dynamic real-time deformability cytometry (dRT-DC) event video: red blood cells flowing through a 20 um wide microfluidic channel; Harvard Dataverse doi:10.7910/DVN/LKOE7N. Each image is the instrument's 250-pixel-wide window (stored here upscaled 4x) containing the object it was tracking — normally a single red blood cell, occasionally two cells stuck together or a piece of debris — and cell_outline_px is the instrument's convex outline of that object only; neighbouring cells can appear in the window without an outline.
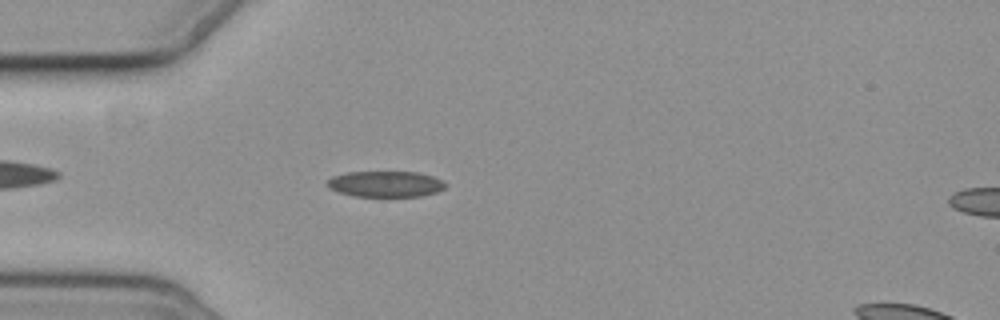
{"species": "common noctule bat (a hibernating species)", "species_latin": "Nyctalus noctula", "temperature_condition": "cold", "stored_images_in_passage": 5, "camera_frame_rate_fps": 3000, "um_per_image_px": 0.085, "animal": {"sex": "female", "body_mass_g": 19.3, "forearm_length_mm": 54.1}, "frame": {"image": 1, "passage_image": 5, "time_ms": 4.667, "image_size_px": [1000, 320], "cell_outline_px": [[444, 188], [436, 192], [420, 196], [352, 196], [328, 188], [324, 184], [332, 176], [348, 172], [416, 172], [432, 176], [440, 180], [444, 184]], "centroid_in_image_um": [32.7, 15.64], "position_along_channel_um": 52.3, "area_um2": 17.69}}